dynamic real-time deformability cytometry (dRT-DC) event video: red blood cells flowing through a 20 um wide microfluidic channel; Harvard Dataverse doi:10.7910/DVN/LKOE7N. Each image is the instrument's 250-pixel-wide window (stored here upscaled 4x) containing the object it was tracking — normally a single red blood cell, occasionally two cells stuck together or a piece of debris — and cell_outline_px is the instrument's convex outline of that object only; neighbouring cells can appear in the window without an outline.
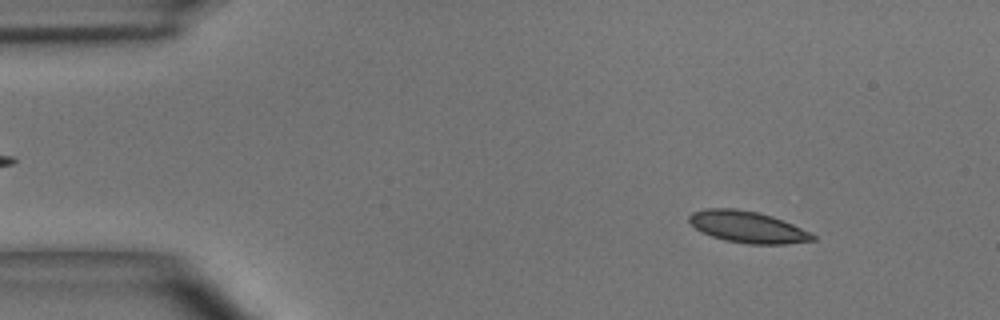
{"species": "common noctule bat (a hibernating species)", "species_latin": "Nyctalus noctula", "temperature_condition": "room temperature", "stored_images_in_passage": 49, "segment_of_instrument_passage": [1, 2], "camera_frame_rate_fps": 3000, "um_per_image_px": 0.085, "animal": {"sex": "male", "body_mass_g": 15.6}, "frame": {"image": 1, "passage_image": 5, "time_ms": 1.333, "image_size_px": [1000, 320], "cell_outline_px": [[816, 240], [788, 244], [748, 244], [724, 240], [712, 236], [696, 228], [688, 220], [688, 216], [692, 212], [704, 208], [736, 208], [756, 212], [772, 216], [784, 220], [816, 236]], "centroid_in_image_um": [63.54, 19.29], "position_along_channel_um": 21.5, "area_um2": 22.66}}
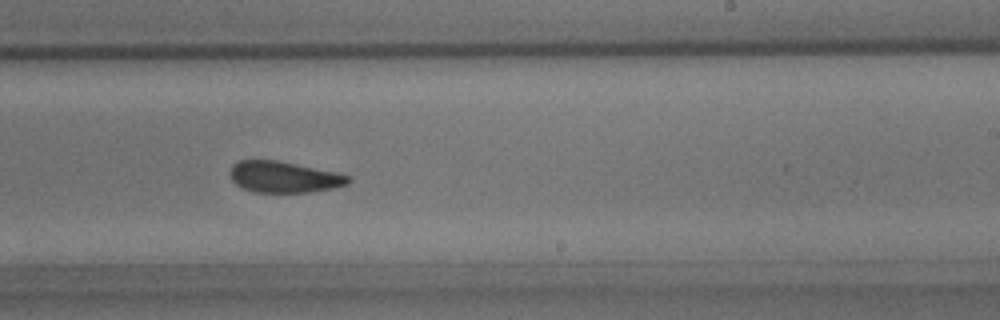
{"frame": {"image": 2, "passage_image": 29, "time_ms": 9.333, "image_size_px": [1000, 320], "cell_outline_px": [[352, 180], [348, 184], [332, 188], [312, 192], [252, 192], [236, 184], [232, 180], [232, 164], [240, 160], [276, 160], [336, 172], [352, 176]], "centroid_in_image_um": [24.18, 15.05], "position_along_channel_um": 264.8, "area_um2": 21.39}}
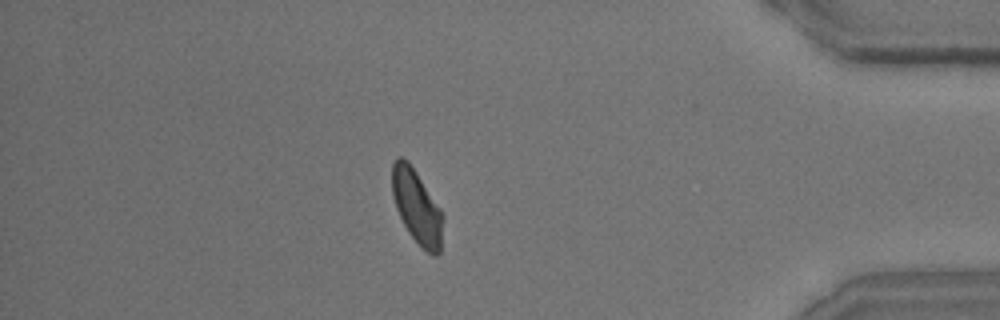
{"frame": {"image": 3, "passage_image": 42, "time_ms": 13.667, "image_size_px": [1000, 320], "cell_outline_px": [[444, 216], [440, 252], [436, 256], [432, 256], [408, 232], [396, 208], [392, 192], [392, 164], [396, 156], [400, 156], [408, 160], [440, 208]], "centroid_in_image_um": [35.43, 17.55], "position_along_channel_um": 399.8, "area_um2": 21.73}}